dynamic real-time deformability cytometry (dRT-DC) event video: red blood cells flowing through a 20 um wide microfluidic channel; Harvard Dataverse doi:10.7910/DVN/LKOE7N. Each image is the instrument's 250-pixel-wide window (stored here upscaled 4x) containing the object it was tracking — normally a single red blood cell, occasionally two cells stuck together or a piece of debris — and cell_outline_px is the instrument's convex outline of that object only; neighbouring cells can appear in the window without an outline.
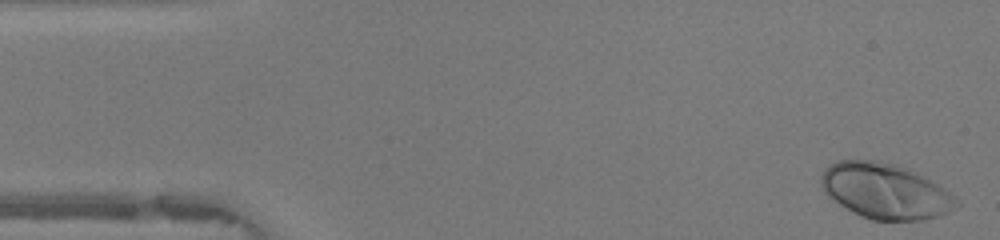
{"species": "human", "species_latin": "Homo sapiens", "temperature_condition": "warm", "stored_images_in_passage": 47, "camera_frame_rate_fps": 3000, "um_per_image_px": 0.085, "donor": {"sex": "female"}, "frame": {"image": 1, "passage_image": 1, "time_ms": 0.0, "image_size_px": [1000, 240], "cell_outline_px": [[960, 204], [948, 212], [940, 216], [920, 220], [872, 220], [860, 216], [840, 204], [828, 196], [824, 192], [820, 184], [820, 176], [824, 168], [828, 164], [836, 160], [876, 160], [896, 164], [908, 168], [936, 184], [948, 192]], "centroid_in_image_um": [75.18, 16.23], "position_along_channel_um": 9.8, "area_um2": 43.58}}
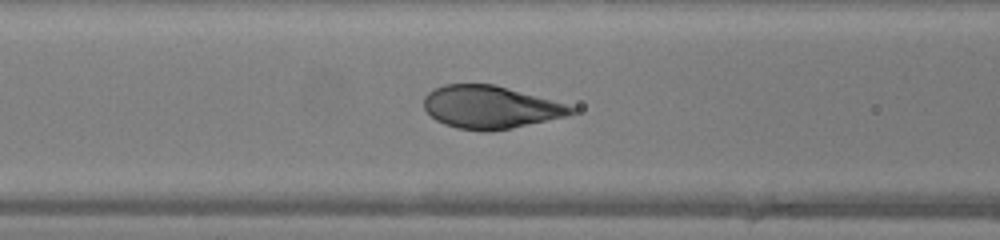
{"frame": {"image": 2, "passage_image": 18, "time_ms": 5.667, "image_size_px": [1000, 240], "cell_outline_px": [[576, 112], [568, 116], [512, 128], [488, 132], [484, 132], [456, 128], [444, 124], [436, 120], [424, 108], [424, 96], [428, 92], [444, 84], [492, 84], [564, 104], [576, 108]], "centroid_in_image_um": [41.65, 9.13], "position_along_channel_um": 125.0, "area_um2": 36.36}}
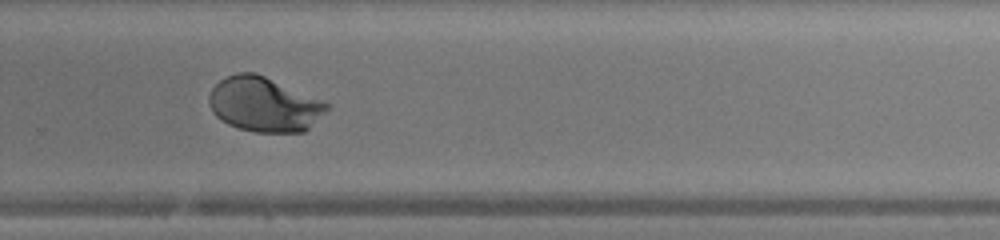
{"frame": {"image": 3, "passage_image": 31, "time_ms": 10.0, "image_size_px": [1000, 240], "cell_outline_px": [[328, 108], [304, 132], [256, 132], [236, 128], [220, 120], [212, 112], [208, 104], [208, 96], [212, 88], [220, 80], [236, 72], [256, 72], [324, 100], [328, 104]], "centroid_in_image_um": [22.41, 8.86], "position_along_channel_um": 307.4, "area_um2": 37.63}, "authors_computed_cell_mechanics": {"area_um2": 37.8012, "velocity_mm_per_s": 4.214, "shape_relaxation_time_tau1_ms": 3.1474, "shape_relaxation_time_tau2_ms": null, "deformation_change_tau1": 0.2153, "deformation_change_tau2": null}}